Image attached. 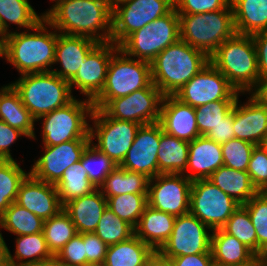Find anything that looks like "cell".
Returning <instances> with one entry per match:
<instances>
[{
    "label": "cell",
    "mask_w": 267,
    "mask_h": 266,
    "mask_svg": "<svg viewBox=\"0 0 267 266\" xmlns=\"http://www.w3.org/2000/svg\"><path fill=\"white\" fill-rule=\"evenodd\" d=\"M241 205L208 179L192 181L189 213L211 230L221 229Z\"/></svg>",
    "instance_id": "obj_12"
},
{
    "label": "cell",
    "mask_w": 267,
    "mask_h": 266,
    "mask_svg": "<svg viewBox=\"0 0 267 266\" xmlns=\"http://www.w3.org/2000/svg\"><path fill=\"white\" fill-rule=\"evenodd\" d=\"M247 173L258 192L267 191V149L261 145L254 147Z\"/></svg>",
    "instance_id": "obj_47"
},
{
    "label": "cell",
    "mask_w": 267,
    "mask_h": 266,
    "mask_svg": "<svg viewBox=\"0 0 267 266\" xmlns=\"http://www.w3.org/2000/svg\"><path fill=\"white\" fill-rule=\"evenodd\" d=\"M23 136L27 138L22 131L0 120V160H14L10 147Z\"/></svg>",
    "instance_id": "obj_51"
},
{
    "label": "cell",
    "mask_w": 267,
    "mask_h": 266,
    "mask_svg": "<svg viewBox=\"0 0 267 266\" xmlns=\"http://www.w3.org/2000/svg\"><path fill=\"white\" fill-rule=\"evenodd\" d=\"M43 234L49 251L52 255H57L78 232L69 214L62 209L55 216L44 220Z\"/></svg>",
    "instance_id": "obj_39"
},
{
    "label": "cell",
    "mask_w": 267,
    "mask_h": 266,
    "mask_svg": "<svg viewBox=\"0 0 267 266\" xmlns=\"http://www.w3.org/2000/svg\"><path fill=\"white\" fill-rule=\"evenodd\" d=\"M153 251L134 234L125 241L108 246L103 266H144Z\"/></svg>",
    "instance_id": "obj_35"
},
{
    "label": "cell",
    "mask_w": 267,
    "mask_h": 266,
    "mask_svg": "<svg viewBox=\"0 0 267 266\" xmlns=\"http://www.w3.org/2000/svg\"><path fill=\"white\" fill-rule=\"evenodd\" d=\"M55 187L63 206L72 199L88 195L97 189L89 180L81 160L63 172L62 178Z\"/></svg>",
    "instance_id": "obj_37"
},
{
    "label": "cell",
    "mask_w": 267,
    "mask_h": 266,
    "mask_svg": "<svg viewBox=\"0 0 267 266\" xmlns=\"http://www.w3.org/2000/svg\"><path fill=\"white\" fill-rule=\"evenodd\" d=\"M163 129L159 122L141 125L120 167L146 175H158L157 154Z\"/></svg>",
    "instance_id": "obj_19"
},
{
    "label": "cell",
    "mask_w": 267,
    "mask_h": 266,
    "mask_svg": "<svg viewBox=\"0 0 267 266\" xmlns=\"http://www.w3.org/2000/svg\"><path fill=\"white\" fill-rule=\"evenodd\" d=\"M0 120L22 131L28 139L37 140L36 120L23 105L19 93L10 83L0 88Z\"/></svg>",
    "instance_id": "obj_28"
},
{
    "label": "cell",
    "mask_w": 267,
    "mask_h": 266,
    "mask_svg": "<svg viewBox=\"0 0 267 266\" xmlns=\"http://www.w3.org/2000/svg\"><path fill=\"white\" fill-rule=\"evenodd\" d=\"M148 194L126 193L107 199V207L123 221L136 227L145 207Z\"/></svg>",
    "instance_id": "obj_40"
},
{
    "label": "cell",
    "mask_w": 267,
    "mask_h": 266,
    "mask_svg": "<svg viewBox=\"0 0 267 266\" xmlns=\"http://www.w3.org/2000/svg\"><path fill=\"white\" fill-rule=\"evenodd\" d=\"M99 44L86 36L67 35L58 32L55 47L54 65L60 68L52 69L60 78L68 82L77 74L87 55Z\"/></svg>",
    "instance_id": "obj_23"
},
{
    "label": "cell",
    "mask_w": 267,
    "mask_h": 266,
    "mask_svg": "<svg viewBox=\"0 0 267 266\" xmlns=\"http://www.w3.org/2000/svg\"><path fill=\"white\" fill-rule=\"evenodd\" d=\"M152 83L151 65L127 56L120 48L112 55L101 93L92 101L102 109L111 99L127 96Z\"/></svg>",
    "instance_id": "obj_8"
},
{
    "label": "cell",
    "mask_w": 267,
    "mask_h": 266,
    "mask_svg": "<svg viewBox=\"0 0 267 266\" xmlns=\"http://www.w3.org/2000/svg\"><path fill=\"white\" fill-rule=\"evenodd\" d=\"M255 43L260 78L267 77V29L252 35Z\"/></svg>",
    "instance_id": "obj_53"
},
{
    "label": "cell",
    "mask_w": 267,
    "mask_h": 266,
    "mask_svg": "<svg viewBox=\"0 0 267 266\" xmlns=\"http://www.w3.org/2000/svg\"><path fill=\"white\" fill-rule=\"evenodd\" d=\"M122 1H124V0H108L111 7H113L114 5H116L117 3H120Z\"/></svg>",
    "instance_id": "obj_62"
},
{
    "label": "cell",
    "mask_w": 267,
    "mask_h": 266,
    "mask_svg": "<svg viewBox=\"0 0 267 266\" xmlns=\"http://www.w3.org/2000/svg\"><path fill=\"white\" fill-rule=\"evenodd\" d=\"M240 94L209 62L174 96L181 102L196 108L214 101H236Z\"/></svg>",
    "instance_id": "obj_13"
},
{
    "label": "cell",
    "mask_w": 267,
    "mask_h": 266,
    "mask_svg": "<svg viewBox=\"0 0 267 266\" xmlns=\"http://www.w3.org/2000/svg\"><path fill=\"white\" fill-rule=\"evenodd\" d=\"M209 56L178 39L150 63L152 83L166 95H175L208 63Z\"/></svg>",
    "instance_id": "obj_3"
},
{
    "label": "cell",
    "mask_w": 267,
    "mask_h": 266,
    "mask_svg": "<svg viewBox=\"0 0 267 266\" xmlns=\"http://www.w3.org/2000/svg\"><path fill=\"white\" fill-rule=\"evenodd\" d=\"M159 123L165 133L187 142L201 136L196 122L195 108L181 102L174 95L163 97Z\"/></svg>",
    "instance_id": "obj_22"
},
{
    "label": "cell",
    "mask_w": 267,
    "mask_h": 266,
    "mask_svg": "<svg viewBox=\"0 0 267 266\" xmlns=\"http://www.w3.org/2000/svg\"><path fill=\"white\" fill-rule=\"evenodd\" d=\"M44 220L26 208L13 202L0 217V233L6 230L19 235H31L43 232Z\"/></svg>",
    "instance_id": "obj_36"
},
{
    "label": "cell",
    "mask_w": 267,
    "mask_h": 266,
    "mask_svg": "<svg viewBox=\"0 0 267 266\" xmlns=\"http://www.w3.org/2000/svg\"><path fill=\"white\" fill-rule=\"evenodd\" d=\"M250 266H267L262 259H257L252 265Z\"/></svg>",
    "instance_id": "obj_60"
},
{
    "label": "cell",
    "mask_w": 267,
    "mask_h": 266,
    "mask_svg": "<svg viewBox=\"0 0 267 266\" xmlns=\"http://www.w3.org/2000/svg\"><path fill=\"white\" fill-rule=\"evenodd\" d=\"M5 238L2 235V232L0 233V266H8L7 263V247Z\"/></svg>",
    "instance_id": "obj_58"
},
{
    "label": "cell",
    "mask_w": 267,
    "mask_h": 266,
    "mask_svg": "<svg viewBox=\"0 0 267 266\" xmlns=\"http://www.w3.org/2000/svg\"><path fill=\"white\" fill-rule=\"evenodd\" d=\"M211 252L214 266H250L259 257L222 229L212 230Z\"/></svg>",
    "instance_id": "obj_26"
},
{
    "label": "cell",
    "mask_w": 267,
    "mask_h": 266,
    "mask_svg": "<svg viewBox=\"0 0 267 266\" xmlns=\"http://www.w3.org/2000/svg\"><path fill=\"white\" fill-rule=\"evenodd\" d=\"M210 140L222 145L228 142L230 139L234 138V128H233V109L232 111L215 126L207 135H205Z\"/></svg>",
    "instance_id": "obj_52"
},
{
    "label": "cell",
    "mask_w": 267,
    "mask_h": 266,
    "mask_svg": "<svg viewBox=\"0 0 267 266\" xmlns=\"http://www.w3.org/2000/svg\"><path fill=\"white\" fill-rule=\"evenodd\" d=\"M263 106L267 107V77L260 79L257 86L250 92Z\"/></svg>",
    "instance_id": "obj_55"
},
{
    "label": "cell",
    "mask_w": 267,
    "mask_h": 266,
    "mask_svg": "<svg viewBox=\"0 0 267 266\" xmlns=\"http://www.w3.org/2000/svg\"><path fill=\"white\" fill-rule=\"evenodd\" d=\"M189 142L162 131L158 148V174H183L186 171Z\"/></svg>",
    "instance_id": "obj_31"
},
{
    "label": "cell",
    "mask_w": 267,
    "mask_h": 266,
    "mask_svg": "<svg viewBox=\"0 0 267 266\" xmlns=\"http://www.w3.org/2000/svg\"><path fill=\"white\" fill-rule=\"evenodd\" d=\"M56 256L68 266H87L82 233L76 234Z\"/></svg>",
    "instance_id": "obj_49"
},
{
    "label": "cell",
    "mask_w": 267,
    "mask_h": 266,
    "mask_svg": "<svg viewBox=\"0 0 267 266\" xmlns=\"http://www.w3.org/2000/svg\"><path fill=\"white\" fill-rule=\"evenodd\" d=\"M57 38L56 29L43 18L29 30L6 35L5 60L20 75L50 72L54 67Z\"/></svg>",
    "instance_id": "obj_2"
},
{
    "label": "cell",
    "mask_w": 267,
    "mask_h": 266,
    "mask_svg": "<svg viewBox=\"0 0 267 266\" xmlns=\"http://www.w3.org/2000/svg\"><path fill=\"white\" fill-rule=\"evenodd\" d=\"M176 217L147 205L134 228V234L154 251H159L170 238Z\"/></svg>",
    "instance_id": "obj_27"
},
{
    "label": "cell",
    "mask_w": 267,
    "mask_h": 266,
    "mask_svg": "<svg viewBox=\"0 0 267 266\" xmlns=\"http://www.w3.org/2000/svg\"><path fill=\"white\" fill-rule=\"evenodd\" d=\"M90 121L91 144L109 157L115 165L120 166L141 125L111 118L98 108L93 109Z\"/></svg>",
    "instance_id": "obj_10"
},
{
    "label": "cell",
    "mask_w": 267,
    "mask_h": 266,
    "mask_svg": "<svg viewBox=\"0 0 267 266\" xmlns=\"http://www.w3.org/2000/svg\"><path fill=\"white\" fill-rule=\"evenodd\" d=\"M262 147H264L265 149H267V132L264 136V139L262 141V143L260 144Z\"/></svg>",
    "instance_id": "obj_61"
},
{
    "label": "cell",
    "mask_w": 267,
    "mask_h": 266,
    "mask_svg": "<svg viewBox=\"0 0 267 266\" xmlns=\"http://www.w3.org/2000/svg\"><path fill=\"white\" fill-rule=\"evenodd\" d=\"M236 101H214L195 108L196 122L201 136L207 135L232 111Z\"/></svg>",
    "instance_id": "obj_45"
},
{
    "label": "cell",
    "mask_w": 267,
    "mask_h": 266,
    "mask_svg": "<svg viewBox=\"0 0 267 266\" xmlns=\"http://www.w3.org/2000/svg\"><path fill=\"white\" fill-rule=\"evenodd\" d=\"M236 34L253 35L267 29V0H231Z\"/></svg>",
    "instance_id": "obj_29"
},
{
    "label": "cell",
    "mask_w": 267,
    "mask_h": 266,
    "mask_svg": "<svg viewBox=\"0 0 267 266\" xmlns=\"http://www.w3.org/2000/svg\"><path fill=\"white\" fill-rule=\"evenodd\" d=\"M173 266H214L212 254H192L171 258Z\"/></svg>",
    "instance_id": "obj_54"
},
{
    "label": "cell",
    "mask_w": 267,
    "mask_h": 266,
    "mask_svg": "<svg viewBox=\"0 0 267 266\" xmlns=\"http://www.w3.org/2000/svg\"><path fill=\"white\" fill-rule=\"evenodd\" d=\"M15 203L43 220L50 219L64 208L55 185L30 174L21 183Z\"/></svg>",
    "instance_id": "obj_21"
},
{
    "label": "cell",
    "mask_w": 267,
    "mask_h": 266,
    "mask_svg": "<svg viewBox=\"0 0 267 266\" xmlns=\"http://www.w3.org/2000/svg\"><path fill=\"white\" fill-rule=\"evenodd\" d=\"M118 49L119 46L113 42L99 43L69 81L72 93L76 89L86 99L93 101L103 90L109 62Z\"/></svg>",
    "instance_id": "obj_18"
},
{
    "label": "cell",
    "mask_w": 267,
    "mask_h": 266,
    "mask_svg": "<svg viewBox=\"0 0 267 266\" xmlns=\"http://www.w3.org/2000/svg\"><path fill=\"white\" fill-rule=\"evenodd\" d=\"M241 95L247 93H241L233 107L234 138L260 145L267 132V107L250 93L246 102H241Z\"/></svg>",
    "instance_id": "obj_20"
},
{
    "label": "cell",
    "mask_w": 267,
    "mask_h": 266,
    "mask_svg": "<svg viewBox=\"0 0 267 266\" xmlns=\"http://www.w3.org/2000/svg\"><path fill=\"white\" fill-rule=\"evenodd\" d=\"M164 95L151 83L133 93L111 99L102 110L111 118L132 121L140 125L159 122Z\"/></svg>",
    "instance_id": "obj_14"
},
{
    "label": "cell",
    "mask_w": 267,
    "mask_h": 266,
    "mask_svg": "<svg viewBox=\"0 0 267 266\" xmlns=\"http://www.w3.org/2000/svg\"><path fill=\"white\" fill-rule=\"evenodd\" d=\"M207 179L240 205L246 204L258 193L247 171H238L223 165Z\"/></svg>",
    "instance_id": "obj_30"
},
{
    "label": "cell",
    "mask_w": 267,
    "mask_h": 266,
    "mask_svg": "<svg viewBox=\"0 0 267 266\" xmlns=\"http://www.w3.org/2000/svg\"><path fill=\"white\" fill-rule=\"evenodd\" d=\"M91 140H71L54 146H43V153L30 168L34 178L56 185L63 172L71 165L81 160Z\"/></svg>",
    "instance_id": "obj_17"
},
{
    "label": "cell",
    "mask_w": 267,
    "mask_h": 266,
    "mask_svg": "<svg viewBox=\"0 0 267 266\" xmlns=\"http://www.w3.org/2000/svg\"><path fill=\"white\" fill-rule=\"evenodd\" d=\"M259 259H262L263 262L267 265V253H262Z\"/></svg>",
    "instance_id": "obj_63"
},
{
    "label": "cell",
    "mask_w": 267,
    "mask_h": 266,
    "mask_svg": "<svg viewBox=\"0 0 267 266\" xmlns=\"http://www.w3.org/2000/svg\"><path fill=\"white\" fill-rule=\"evenodd\" d=\"M15 237L13 255L7 247L8 266H28L53 256L48 249L43 232Z\"/></svg>",
    "instance_id": "obj_33"
},
{
    "label": "cell",
    "mask_w": 267,
    "mask_h": 266,
    "mask_svg": "<svg viewBox=\"0 0 267 266\" xmlns=\"http://www.w3.org/2000/svg\"><path fill=\"white\" fill-rule=\"evenodd\" d=\"M224 165L221 145L206 136H199L189 142L186 171L183 173L191 181L207 179Z\"/></svg>",
    "instance_id": "obj_24"
},
{
    "label": "cell",
    "mask_w": 267,
    "mask_h": 266,
    "mask_svg": "<svg viewBox=\"0 0 267 266\" xmlns=\"http://www.w3.org/2000/svg\"><path fill=\"white\" fill-rule=\"evenodd\" d=\"M212 230L191 213L176 217L170 238L159 250L169 259L194 254H212Z\"/></svg>",
    "instance_id": "obj_15"
},
{
    "label": "cell",
    "mask_w": 267,
    "mask_h": 266,
    "mask_svg": "<svg viewBox=\"0 0 267 266\" xmlns=\"http://www.w3.org/2000/svg\"><path fill=\"white\" fill-rule=\"evenodd\" d=\"M50 1H52V3H54V2L56 3V2H58L59 0H50Z\"/></svg>",
    "instance_id": "obj_64"
},
{
    "label": "cell",
    "mask_w": 267,
    "mask_h": 266,
    "mask_svg": "<svg viewBox=\"0 0 267 266\" xmlns=\"http://www.w3.org/2000/svg\"><path fill=\"white\" fill-rule=\"evenodd\" d=\"M209 61L240 93H250L261 79L252 35L235 34L210 55Z\"/></svg>",
    "instance_id": "obj_4"
},
{
    "label": "cell",
    "mask_w": 267,
    "mask_h": 266,
    "mask_svg": "<svg viewBox=\"0 0 267 266\" xmlns=\"http://www.w3.org/2000/svg\"><path fill=\"white\" fill-rule=\"evenodd\" d=\"M150 178L117 166L98 188L108 199L121 194H148Z\"/></svg>",
    "instance_id": "obj_34"
},
{
    "label": "cell",
    "mask_w": 267,
    "mask_h": 266,
    "mask_svg": "<svg viewBox=\"0 0 267 266\" xmlns=\"http://www.w3.org/2000/svg\"><path fill=\"white\" fill-rule=\"evenodd\" d=\"M94 233L104 243L111 246L132 237L134 235V228L107 207Z\"/></svg>",
    "instance_id": "obj_41"
},
{
    "label": "cell",
    "mask_w": 267,
    "mask_h": 266,
    "mask_svg": "<svg viewBox=\"0 0 267 266\" xmlns=\"http://www.w3.org/2000/svg\"><path fill=\"white\" fill-rule=\"evenodd\" d=\"M231 0H174L177 14H199L225 9Z\"/></svg>",
    "instance_id": "obj_48"
},
{
    "label": "cell",
    "mask_w": 267,
    "mask_h": 266,
    "mask_svg": "<svg viewBox=\"0 0 267 266\" xmlns=\"http://www.w3.org/2000/svg\"><path fill=\"white\" fill-rule=\"evenodd\" d=\"M107 208V199L97 188L92 193L72 199L64 205L78 233H94L103 212Z\"/></svg>",
    "instance_id": "obj_25"
},
{
    "label": "cell",
    "mask_w": 267,
    "mask_h": 266,
    "mask_svg": "<svg viewBox=\"0 0 267 266\" xmlns=\"http://www.w3.org/2000/svg\"><path fill=\"white\" fill-rule=\"evenodd\" d=\"M250 216L257 235V256L267 248V191L258 192L246 204L242 205Z\"/></svg>",
    "instance_id": "obj_44"
},
{
    "label": "cell",
    "mask_w": 267,
    "mask_h": 266,
    "mask_svg": "<svg viewBox=\"0 0 267 266\" xmlns=\"http://www.w3.org/2000/svg\"><path fill=\"white\" fill-rule=\"evenodd\" d=\"M43 18L44 13L39 15L29 0H0V23L5 35L13 32L12 24L18 26L15 31L19 32L35 27Z\"/></svg>",
    "instance_id": "obj_32"
},
{
    "label": "cell",
    "mask_w": 267,
    "mask_h": 266,
    "mask_svg": "<svg viewBox=\"0 0 267 266\" xmlns=\"http://www.w3.org/2000/svg\"><path fill=\"white\" fill-rule=\"evenodd\" d=\"M81 165L96 188H99L105 178L117 167L109 157L96 149L91 143L82 154Z\"/></svg>",
    "instance_id": "obj_43"
},
{
    "label": "cell",
    "mask_w": 267,
    "mask_h": 266,
    "mask_svg": "<svg viewBox=\"0 0 267 266\" xmlns=\"http://www.w3.org/2000/svg\"><path fill=\"white\" fill-rule=\"evenodd\" d=\"M221 229L242 242L257 255L256 229L252 225L248 211L242 205L232 213Z\"/></svg>",
    "instance_id": "obj_42"
},
{
    "label": "cell",
    "mask_w": 267,
    "mask_h": 266,
    "mask_svg": "<svg viewBox=\"0 0 267 266\" xmlns=\"http://www.w3.org/2000/svg\"><path fill=\"white\" fill-rule=\"evenodd\" d=\"M180 39L209 57L235 34L231 3L222 10L199 14H178Z\"/></svg>",
    "instance_id": "obj_6"
},
{
    "label": "cell",
    "mask_w": 267,
    "mask_h": 266,
    "mask_svg": "<svg viewBox=\"0 0 267 266\" xmlns=\"http://www.w3.org/2000/svg\"><path fill=\"white\" fill-rule=\"evenodd\" d=\"M145 266H173L171 259L164 256L160 251H153L147 258Z\"/></svg>",
    "instance_id": "obj_56"
},
{
    "label": "cell",
    "mask_w": 267,
    "mask_h": 266,
    "mask_svg": "<svg viewBox=\"0 0 267 266\" xmlns=\"http://www.w3.org/2000/svg\"><path fill=\"white\" fill-rule=\"evenodd\" d=\"M10 84L35 120L75 98L69 82L52 71L23 74Z\"/></svg>",
    "instance_id": "obj_5"
},
{
    "label": "cell",
    "mask_w": 267,
    "mask_h": 266,
    "mask_svg": "<svg viewBox=\"0 0 267 266\" xmlns=\"http://www.w3.org/2000/svg\"><path fill=\"white\" fill-rule=\"evenodd\" d=\"M0 58L6 59V35L0 32Z\"/></svg>",
    "instance_id": "obj_59"
},
{
    "label": "cell",
    "mask_w": 267,
    "mask_h": 266,
    "mask_svg": "<svg viewBox=\"0 0 267 266\" xmlns=\"http://www.w3.org/2000/svg\"><path fill=\"white\" fill-rule=\"evenodd\" d=\"M87 266H103L108 245L95 233H83Z\"/></svg>",
    "instance_id": "obj_50"
},
{
    "label": "cell",
    "mask_w": 267,
    "mask_h": 266,
    "mask_svg": "<svg viewBox=\"0 0 267 266\" xmlns=\"http://www.w3.org/2000/svg\"><path fill=\"white\" fill-rule=\"evenodd\" d=\"M28 266H68V265L64 263L62 260H60L56 255H53L48 259H44L43 261Z\"/></svg>",
    "instance_id": "obj_57"
},
{
    "label": "cell",
    "mask_w": 267,
    "mask_h": 266,
    "mask_svg": "<svg viewBox=\"0 0 267 266\" xmlns=\"http://www.w3.org/2000/svg\"><path fill=\"white\" fill-rule=\"evenodd\" d=\"M191 186L184 174H158L149 181L148 205L175 217L188 214Z\"/></svg>",
    "instance_id": "obj_16"
},
{
    "label": "cell",
    "mask_w": 267,
    "mask_h": 266,
    "mask_svg": "<svg viewBox=\"0 0 267 266\" xmlns=\"http://www.w3.org/2000/svg\"><path fill=\"white\" fill-rule=\"evenodd\" d=\"M256 145L237 138L221 145L224 166L238 171H247L252 151Z\"/></svg>",
    "instance_id": "obj_46"
},
{
    "label": "cell",
    "mask_w": 267,
    "mask_h": 266,
    "mask_svg": "<svg viewBox=\"0 0 267 266\" xmlns=\"http://www.w3.org/2000/svg\"><path fill=\"white\" fill-rule=\"evenodd\" d=\"M174 0H124L112 7L111 42L119 46L130 34L168 14Z\"/></svg>",
    "instance_id": "obj_11"
},
{
    "label": "cell",
    "mask_w": 267,
    "mask_h": 266,
    "mask_svg": "<svg viewBox=\"0 0 267 266\" xmlns=\"http://www.w3.org/2000/svg\"><path fill=\"white\" fill-rule=\"evenodd\" d=\"M180 39L179 15L175 7L166 15L130 34L119 48L129 57L151 61Z\"/></svg>",
    "instance_id": "obj_9"
},
{
    "label": "cell",
    "mask_w": 267,
    "mask_h": 266,
    "mask_svg": "<svg viewBox=\"0 0 267 266\" xmlns=\"http://www.w3.org/2000/svg\"><path fill=\"white\" fill-rule=\"evenodd\" d=\"M43 13L59 33L111 42L112 7L108 0H59Z\"/></svg>",
    "instance_id": "obj_1"
},
{
    "label": "cell",
    "mask_w": 267,
    "mask_h": 266,
    "mask_svg": "<svg viewBox=\"0 0 267 266\" xmlns=\"http://www.w3.org/2000/svg\"><path fill=\"white\" fill-rule=\"evenodd\" d=\"M91 100L74 98L67 105L38 118L41 121L42 146H54L71 140L90 139ZM89 118V119H88Z\"/></svg>",
    "instance_id": "obj_7"
},
{
    "label": "cell",
    "mask_w": 267,
    "mask_h": 266,
    "mask_svg": "<svg viewBox=\"0 0 267 266\" xmlns=\"http://www.w3.org/2000/svg\"><path fill=\"white\" fill-rule=\"evenodd\" d=\"M29 174L16 159L0 160V217L16 201L20 185Z\"/></svg>",
    "instance_id": "obj_38"
}]
</instances>
